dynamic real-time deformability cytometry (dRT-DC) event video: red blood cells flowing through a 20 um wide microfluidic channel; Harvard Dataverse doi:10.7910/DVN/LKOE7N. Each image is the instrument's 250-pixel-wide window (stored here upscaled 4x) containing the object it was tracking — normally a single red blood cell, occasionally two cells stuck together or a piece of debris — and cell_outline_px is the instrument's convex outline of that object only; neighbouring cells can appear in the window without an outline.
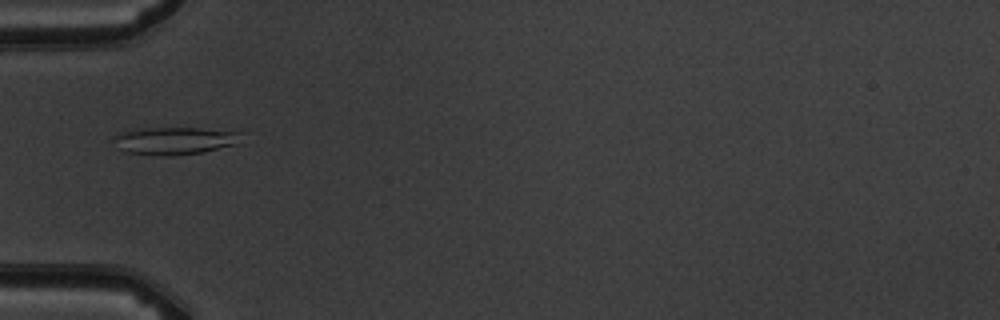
{"species": "common noctule bat (a hibernating species)", "species_latin": "Nyctalus noctula", "temperature_condition": "warm", "stored_images_in_passage": 2, "camera_frame_rate_fps": 3000, "um_per_image_px": 0.085, "animal": {"sex": "male", "body_mass_g": 19.5, "forearm_length_mm": 54.6}, "frame": {"image": 1, "passage_image": 2, "time_ms": 1.0, "image_size_px": [1000, 320], "cell_outline_px": [[244, 132], [236, 144], [204, 152], [172, 156], [160, 156], [128, 152], [120, 148], [112, 136], [120, 132], [140, 128], [200, 128]], "centroid_in_image_um": [14.87, 11.95], "position_along_channel_um": 70.1, "area_um2": 20.46}}